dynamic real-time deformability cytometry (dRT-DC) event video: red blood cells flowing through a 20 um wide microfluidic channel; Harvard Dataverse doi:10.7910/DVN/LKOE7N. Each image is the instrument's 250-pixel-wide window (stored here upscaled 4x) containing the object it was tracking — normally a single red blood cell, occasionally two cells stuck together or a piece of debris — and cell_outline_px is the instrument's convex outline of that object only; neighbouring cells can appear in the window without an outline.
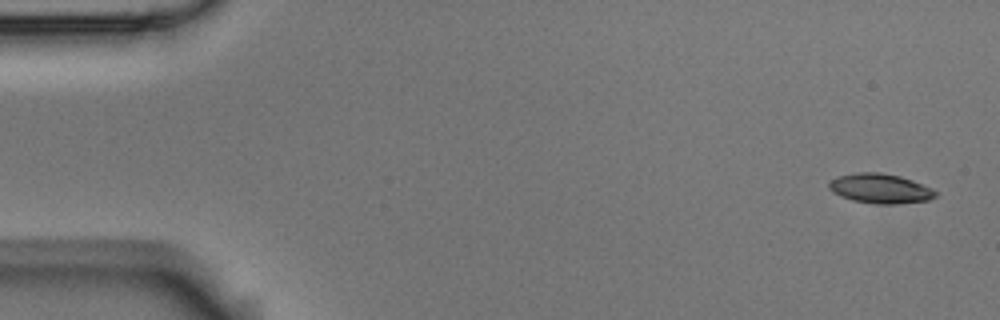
{"species": "Egyptian fruit bat (a non-hibernating species)", "species_latin": "Rousettus aegyptiacus", "temperature_condition": "room temperature", "stored_images_in_passage": 4, "camera_frame_rate_fps": 3000, "um_per_image_px": 0.085, "animal": {"sex": "male"}, "frame": {"image": 1, "passage_image": 1, "time_ms": 0.0, "image_size_px": [1000, 320], "cell_outline_px": [[936, 196], [928, 200], [892, 204], [880, 204], [852, 200], [840, 196], [832, 192], [828, 188], [828, 184], [836, 176], [856, 172], [880, 172], [900, 176], [912, 180], [932, 188], [936, 192]], "centroid_in_image_um": [74.79, 16.01], "position_along_channel_um": 10.2, "area_um2": 18.38}}
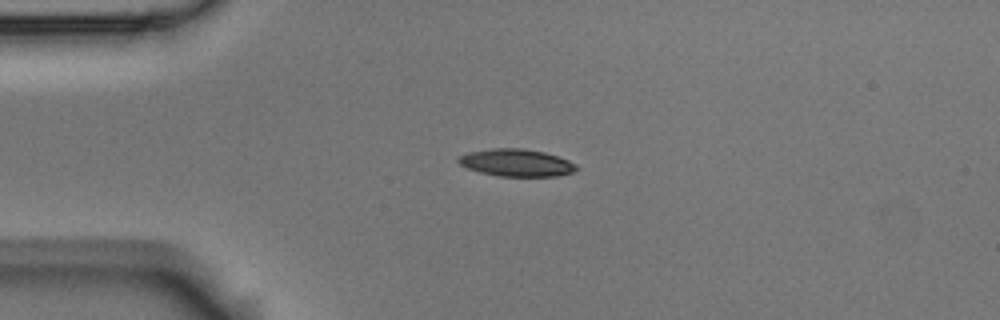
{"frame": {"image": 2, "passage_image": 3, "time_ms": 0.667, "image_size_px": [1000, 320], "cell_outline_px": [[580, 168], [572, 172], [556, 176], [500, 176], [480, 172], [468, 168], [460, 164], [456, 160], [460, 156], [468, 152], [492, 148], [524, 148], [544, 152], [568, 160], [576, 164]], "centroid_in_image_um": [43.9, 13.82], "position_along_channel_um": 41.1, "area_um2": 18.73}}